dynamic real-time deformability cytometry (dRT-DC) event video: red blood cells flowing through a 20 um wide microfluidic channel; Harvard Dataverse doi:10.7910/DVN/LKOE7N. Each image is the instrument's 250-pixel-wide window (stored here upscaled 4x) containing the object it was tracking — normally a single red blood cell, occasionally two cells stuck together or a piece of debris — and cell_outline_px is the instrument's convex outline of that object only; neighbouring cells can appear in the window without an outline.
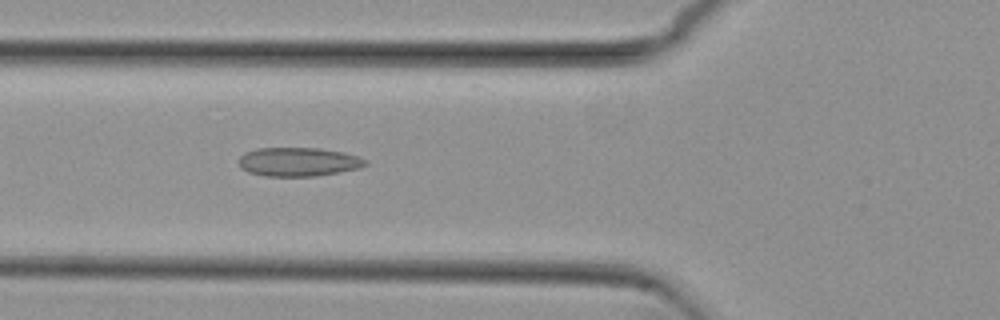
{"species": "common noctule bat (a hibernating species)", "species_latin": "Nyctalus noctula", "temperature_condition": "cold", "stored_images_in_passage": 39, "camera_frame_rate_fps": 3000, "um_per_image_px": 0.085, "animal": {"sex": "female", "body_mass_g": 29.2, "forearm_length_mm": 56.3}, "frame": {"image": 1, "passage_image": 6, "time_ms": 1.667, "image_size_px": [1000, 320], "cell_outline_px": [[368, 164], [360, 168], [340, 172], [316, 176], [264, 176], [248, 172], [240, 168], [240, 156], [244, 152], [256, 148], [320, 148], [344, 152], [360, 156], [368, 160]], "centroid_in_image_um": [25.4, 13.75], "position_along_channel_um": 100.4, "area_um2": 21.56}}
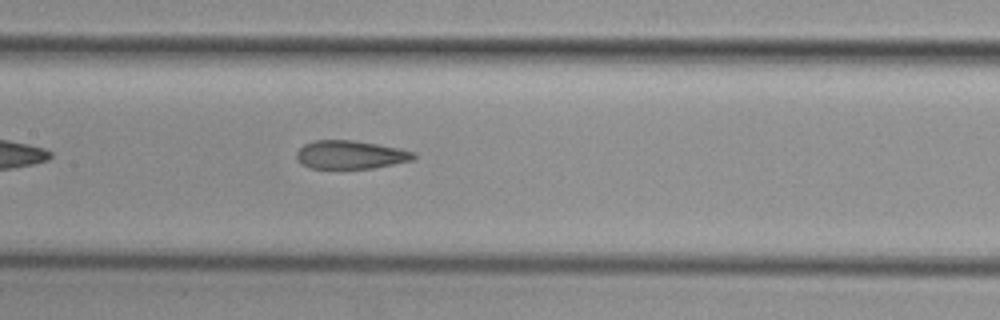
{"frame": {"image": 2, "passage_image": 12, "time_ms": 3.667, "image_size_px": [1000, 320], "cell_outline_px": [[416, 160], [372, 168], [308, 168], [300, 164], [296, 160], [296, 152], [304, 144], [312, 140], [352, 140], [400, 148], [416, 152]], "centroid_in_image_um": [29.79, 13.15], "position_along_channel_um": 177.6, "area_um2": 19.59}}
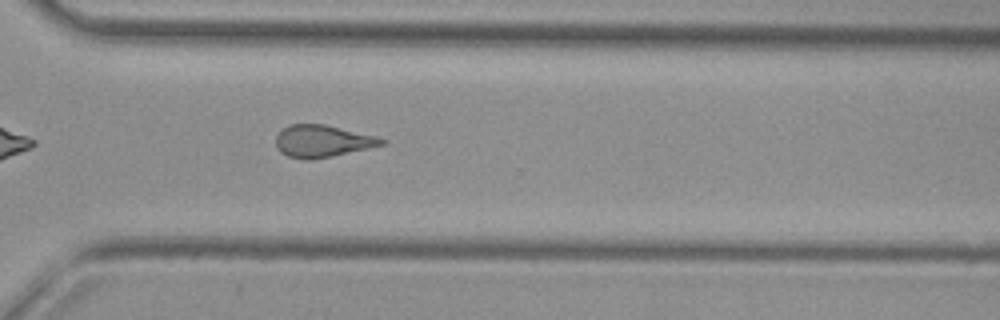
{"frame": {"image": 3, "passage_image": 25, "time_ms": 8.0, "image_size_px": [1000, 320], "cell_outline_px": [[388, 140], [384, 144], [368, 148], [332, 156], [312, 160], [304, 160], [288, 156], [280, 152], [276, 148], [276, 136], [288, 124], [324, 124], [376, 136]], "centroid_in_image_um": [27.38, 12.0], "position_along_channel_um": 343.2, "area_um2": 19.77}, "authors_computed_cell_mechanics": {"area_um2": 19.8254, "velocity_mm_per_s": 3.8335, "shape_relaxation_time_tau1_ms": null, "shape_relaxation_time_tau2_ms": 2.433, "deformation_change_tau1": null, "deformation_change_tau2": 0.1192}}